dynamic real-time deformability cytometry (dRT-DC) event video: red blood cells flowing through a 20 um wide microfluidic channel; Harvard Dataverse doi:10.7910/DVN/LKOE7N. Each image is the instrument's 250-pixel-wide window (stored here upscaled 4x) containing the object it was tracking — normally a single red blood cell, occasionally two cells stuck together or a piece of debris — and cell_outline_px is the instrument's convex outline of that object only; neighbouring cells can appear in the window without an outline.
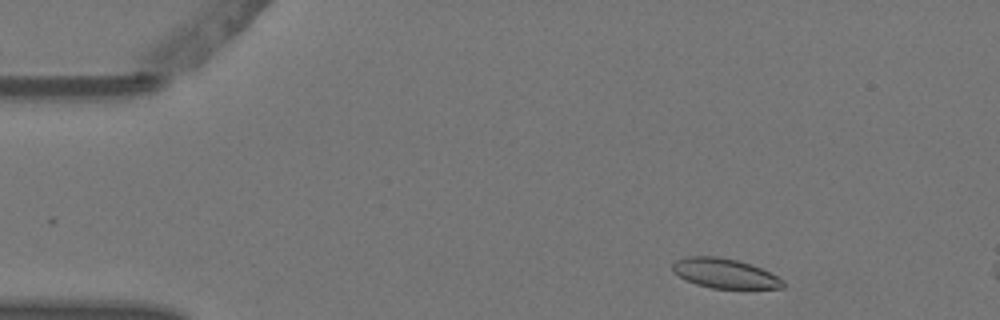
{"species": "Egyptian fruit bat (a non-hibernating species)", "species_latin": "Rousettus aegyptiacus", "temperature_condition": "warm", "stored_images_in_passage": 2, "camera_frame_rate_fps": 3000, "um_per_image_px": 0.085, "animal": {"sex": "female"}, "frame": {"image": 1, "passage_image": 1, "time_ms": 0.0, "image_size_px": [1000, 320], "cell_outline_px": [[784, 288], [712, 288], [696, 284], [672, 272], [672, 264], [676, 260], [684, 256], [720, 256], [752, 264], [784, 280]], "centroid_in_image_um": [61.57, 23.22], "position_along_channel_um": 23.4, "area_um2": 19.02}}